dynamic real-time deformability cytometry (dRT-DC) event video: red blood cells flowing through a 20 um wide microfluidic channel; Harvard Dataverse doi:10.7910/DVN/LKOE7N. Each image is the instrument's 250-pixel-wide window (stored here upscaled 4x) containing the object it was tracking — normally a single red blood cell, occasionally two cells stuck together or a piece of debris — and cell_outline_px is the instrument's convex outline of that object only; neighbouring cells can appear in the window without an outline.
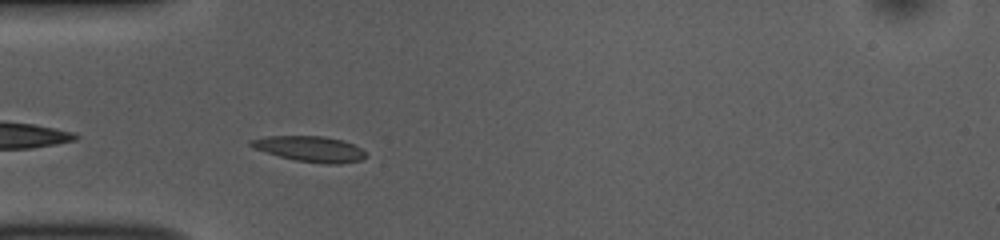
{"species": "common noctule bat (a hibernating species)", "species_latin": "Nyctalus noctula", "temperature_condition": "room temperature", "stored_images_in_passage": 28, "camera_frame_rate_fps": 3000, "um_per_image_px": 0.085, "animal": {"sex": "female", "body_mass_g": 10.0, "forearm_length_mm": 53.1}, "frame": {"image": 1, "passage_image": 2, "time_ms": 0.333, "image_size_px": [1000, 240], "cell_outline_px": [[368, 156], [360, 160], [340, 164], [324, 164], [296, 160], [280, 156], [252, 148], [248, 144], [248, 140], [268, 136], [324, 136], [344, 140], [360, 148]], "centroid_in_image_um": [26.34, 12.65], "position_along_channel_um": 58.7, "area_um2": 17.17}}
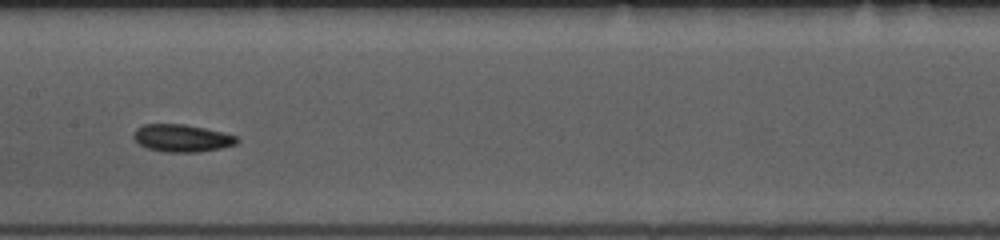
{"frame": {"image": 2, "passage_image": 13, "time_ms": 4.0, "image_size_px": [1000, 240], "cell_outline_px": [[240, 140], [236, 144], [220, 148], [200, 152], [164, 152], [148, 148], [140, 144], [132, 136], [136, 128], [144, 124], [184, 124], [204, 128], [236, 136]], "centroid_in_image_um": [15.45, 11.74], "position_along_channel_um": 192.0, "area_um2": 16.42}}
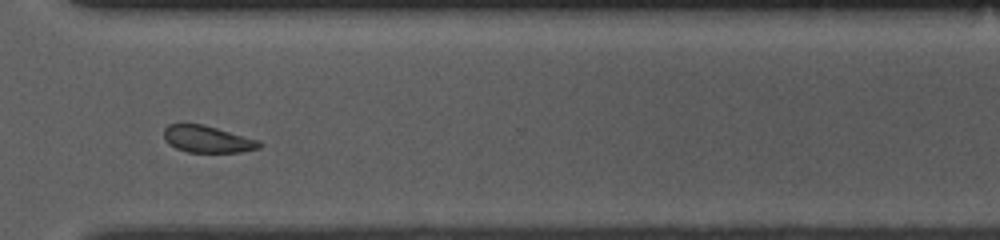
{"frame": {"image": 3, "passage_image": 26, "time_ms": 8.333, "image_size_px": [1000, 240], "cell_outline_px": [[264, 144], [260, 148], [240, 152], [188, 152], [176, 148], [168, 144], [164, 140], [164, 128], [168, 124], [200, 124], [216, 128], [260, 140]], "centroid_in_image_um": [17.64, 11.84], "position_along_channel_um": 353.0, "area_um2": 14.97}, "authors_computed_cell_mechanics": {"area_um2": 16.0684, "velocity_mm_per_s": 3.7103, "shape_relaxation_time_tau1_ms": 3.7569, "shape_relaxation_time_tau2_ms": null, "deformation_change_tau1": 0.0859, "deformation_change_tau2": null}}